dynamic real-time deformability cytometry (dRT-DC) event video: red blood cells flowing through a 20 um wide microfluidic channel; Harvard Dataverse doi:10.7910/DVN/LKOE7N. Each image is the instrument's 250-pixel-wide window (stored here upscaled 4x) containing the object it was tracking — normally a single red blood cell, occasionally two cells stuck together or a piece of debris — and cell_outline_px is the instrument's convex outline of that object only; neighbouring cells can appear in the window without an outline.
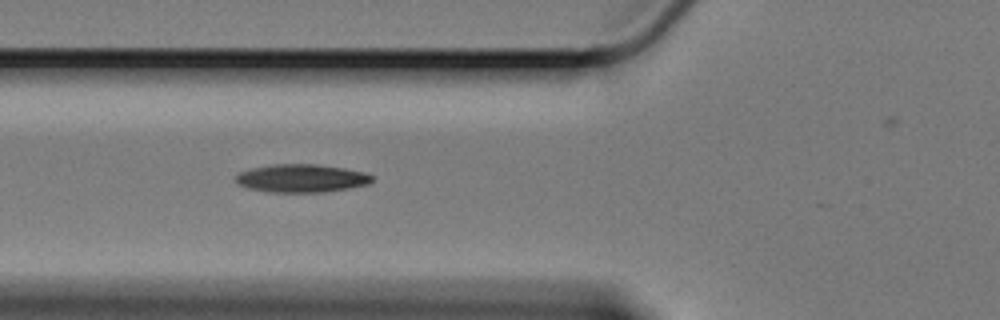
{"species": "Egyptian fruit bat (a non-hibernating species)", "species_latin": "Rousettus aegyptiacus", "temperature_condition": "cold", "stored_images_in_passage": 22, "camera_frame_rate_fps": 3000, "um_per_image_px": 0.085, "animal": {"sex": "female"}, "frame": {"image": 1, "passage_image": 7, "time_ms": 2.0, "image_size_px": [1000, 320], "cell_outline_px": [[376, 176], [368, 184], [348, 188], [324, 192], [268, 192], [248, 188], [236, 184], [232, 176], [240, 172], [252, 168], [272, 164], [316, 164], [344, 168], [364, 172]], "centroid_in_image_um": [25.58, 15.15], "position_along_channel_um": 100.2, "area_um2": 22.54}}
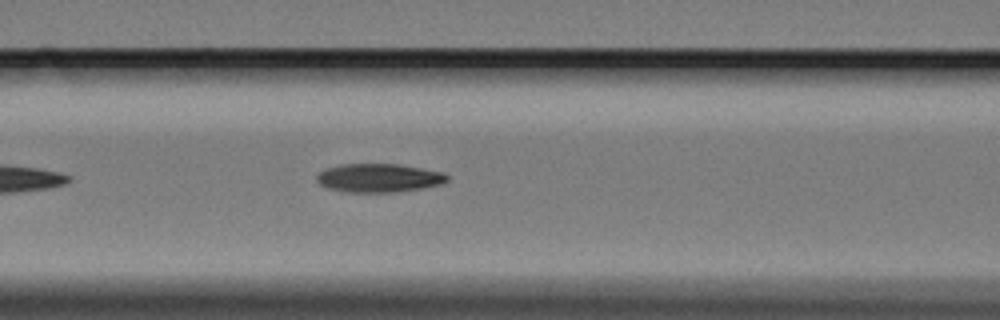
{"frame": {"image": 2, "passage_image": 10, "time_ms": 3.0, "image_size_px": [1000, 320], "cell_outline_px": [[448, 180], [440, 184], [420, 188], [392, 192], [348, 192], [328, 188], [320, 184], [316, 180], [316, 176], [324, 168], [340, 164], [400, 164], [444, 172], [448, 176]], "centroid_in_image_um": [32.17, 15.11], "position_along_channel_um": 134.4, "area_um2": 21.68}}